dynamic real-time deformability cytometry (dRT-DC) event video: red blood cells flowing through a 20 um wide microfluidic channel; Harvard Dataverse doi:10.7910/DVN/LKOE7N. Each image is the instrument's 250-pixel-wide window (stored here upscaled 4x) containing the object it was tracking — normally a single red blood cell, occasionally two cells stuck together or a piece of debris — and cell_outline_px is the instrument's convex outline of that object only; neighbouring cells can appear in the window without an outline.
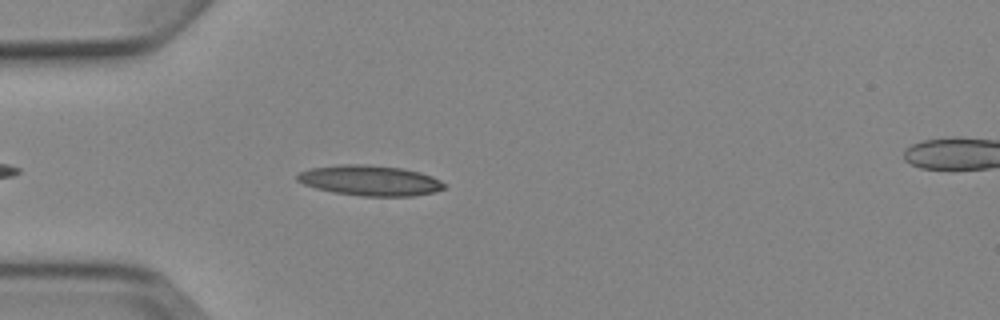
{"species": "Egyptian fruit bat (a non-hibernating species)", "species_latin": "Rousettus aegyptiacus", "temperature_condition": "cold", "stored_images_in_passage": 5, "camera_frame_rate_fps": 3000, "um_per_image_px": 0.085, "animal": {"sex": "female"}, "frame": {"image": 1, "passage_image": 4, "time_ms": 4.333, "image_size_px": [1000, 320], "cell_outline_px": [[448, 184], [444, 188], [436, 192], [412, 196], [360, 196], [332, 192], [316, 188], [304, 184], [296, 180], [296, 176], [300, 172], [312, 168], [344, 164], [364, 164], [400, 168], [420, 172], [432, 176]], "centroid_in_image_um": [31.48, 15.35], "position_along_channel_um": 53.5, "area_um2": 26.01}}